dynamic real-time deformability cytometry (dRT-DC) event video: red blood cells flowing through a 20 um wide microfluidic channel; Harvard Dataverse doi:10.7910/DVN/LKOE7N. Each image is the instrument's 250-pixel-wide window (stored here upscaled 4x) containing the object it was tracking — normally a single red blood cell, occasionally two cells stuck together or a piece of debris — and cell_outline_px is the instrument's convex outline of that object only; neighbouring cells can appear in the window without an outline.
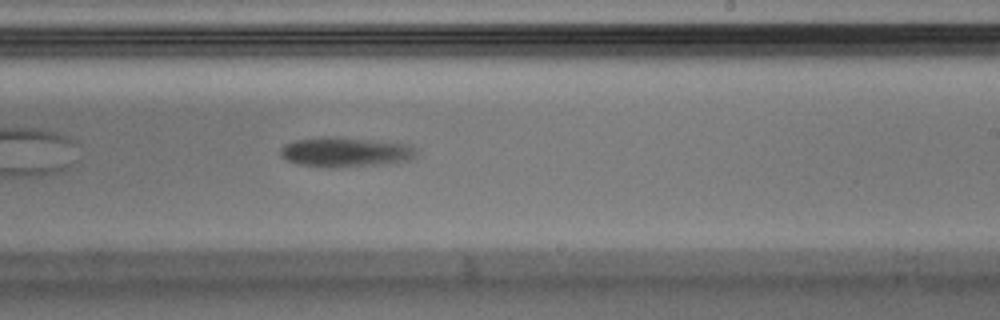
{"species": "Egyptian fruit bat (a non-hibernating species)", "species_latin": "Rousettus aegyptiacus", "temperature_condition": "warm", "stored_images_in_passage": 24, "camera_frame_rate_fps": 3000, "um_per_image_px": 0.085, "animal": {"sex": "male"}, "frame": {"image": 1, "passage_image": 21, "time_ms": 6.667, "image_size_px": [1000, 320], "cell_outline_px": [[416, 156], [408, 160], [384, 164], [340, 168], [320, 168], [300, 164], [288, 160], [280, 156], [280, 148], [284, 144], [296, 140], [320, 136], [336, 136], [408, 144], [416, 148]], "centroid_in_image_um": [29.33, 12.93], "position_along_channel_um": 259.7, "area_um2": 23.99}}